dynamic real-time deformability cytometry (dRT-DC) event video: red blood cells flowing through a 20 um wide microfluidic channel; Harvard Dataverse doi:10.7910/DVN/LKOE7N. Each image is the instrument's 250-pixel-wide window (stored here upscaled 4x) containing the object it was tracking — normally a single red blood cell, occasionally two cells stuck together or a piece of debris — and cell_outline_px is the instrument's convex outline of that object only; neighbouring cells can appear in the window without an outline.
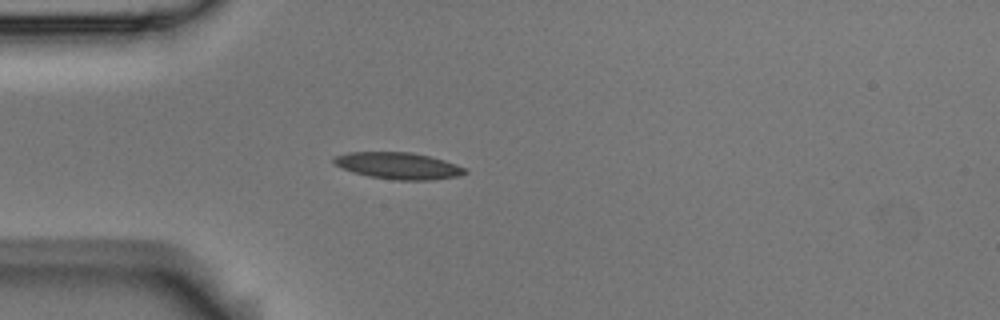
{"species": "Egyptian fruit bat (a non-hibernating species)", "species_latin": "Rousettus aegyptiacus", "temperature_condition": "room temperature", "stored_images_in_passage": 3, "camera_frame_rate_fps": 3000, "um_per_image_px": 0.085, "animal": {"sex": "male"}, "frame": {"image": 1, "passage_image": 3, "time_ms": 0.667, "image_size_px": [1000, 320], "cell_outline_px": [[468, 172], [456, 176], [428, 180], [396, 180], [368, 176], [352, 172], [336, 164], [332, 160], [336, 156], [348, 152], [412, 152], [444, 160], [468, 168]], "centroid_in_image_um": [33.88, 14.08], "position_along_channel_um": 51.1, "area_um2": 20.23}}